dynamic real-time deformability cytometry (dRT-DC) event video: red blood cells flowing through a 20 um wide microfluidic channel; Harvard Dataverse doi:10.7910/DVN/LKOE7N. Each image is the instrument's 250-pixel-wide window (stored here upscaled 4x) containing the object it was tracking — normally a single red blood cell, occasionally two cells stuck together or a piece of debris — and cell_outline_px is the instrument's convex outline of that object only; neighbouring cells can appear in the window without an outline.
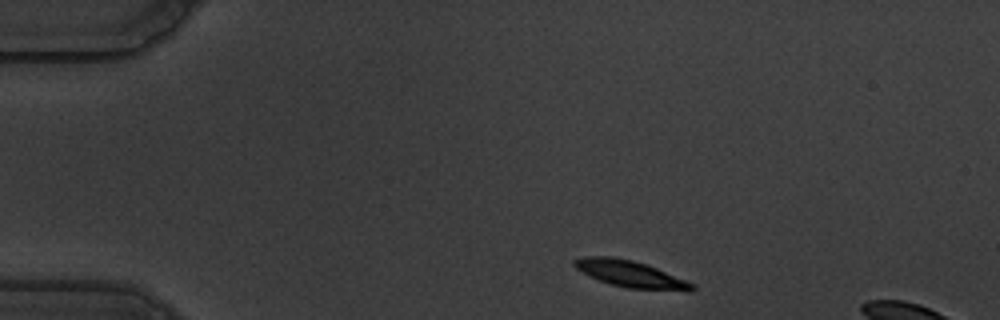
{"species": "common noctule bat (a hibernating species)", "species_latin": "Nyctalus noctula", "temperature_condition": "warm", "stored_images_in_passage": 8, "camera_frame_rate_fps": 3000, "um_per_image_px": 0.085, "animal": {"sex": "male", "body_mass_g": 19.5, "forearm_length_mm": 54.6}, "frame": {"image": 1, "passage_image": 2, "time_ms": 0.333, "image_size_px": [1000, 320], "cell_outline_px": [[696, 288], [692, 292], [688, 292], [628, 288], [608, 284], [588, 276], [580, 272], [572, 264], [572, 260], [584, 256], [612, 256], [632, 260], [656, 268], [696, 284]], "centroid_in_image_um": [53.59, 23.31], "position_along_channel_um": 31.4, "area_um2": 18.67}}